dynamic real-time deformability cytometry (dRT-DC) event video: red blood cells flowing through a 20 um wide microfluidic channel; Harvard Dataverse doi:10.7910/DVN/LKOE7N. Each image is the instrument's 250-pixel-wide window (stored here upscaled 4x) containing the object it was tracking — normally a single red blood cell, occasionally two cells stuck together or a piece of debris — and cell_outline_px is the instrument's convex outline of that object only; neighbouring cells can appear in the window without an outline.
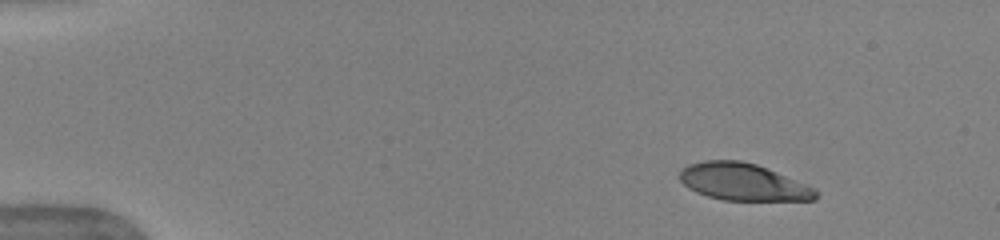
{"species": "human", "species_latin": "Homo sapiens", "temperature_condition": "warm", "stored_images_in_passage": 11, "camera_frame_rate_fps": 3000, "um_per_image_px": 0.085, "donor": {"sex": "female"}, "frame": {"image": 1, "passage_image": 1, "time_ms": 0.0, "image_size_px": [1000, 240], "cell_outline_px": [[816, 200], [724, 200], [708, 196], [696, 192], [688, 188], [680, 180], [680, 172], [688, 164], [704, 160], [740, 160], [756, 164], [816, 188]], "centroid_in_image_um": [63.15, 15.46], "position_along_channel_um": 21.9, "area_um2": 29.19}}
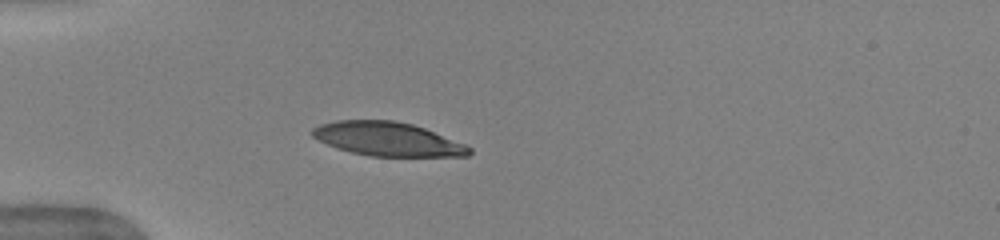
{"frame": {"image": 2, "passage_image": 5, "time_ms": 1.333, "image_size_px": [1000, 240], "cell_outline_px": [[472, 152], [468, 156], [372, 156], [352, 152], [336, 148], [312, 136], [308, 132], [312, 128], [320, 124], [336, 120], [392, 120], [412, 124], [424, 128], [464, 144], [472, 148]], "centroid_in_image_um": [32.91, 11.81], "position_along_channel_um": 52.1, "area_um2": 30.75}}
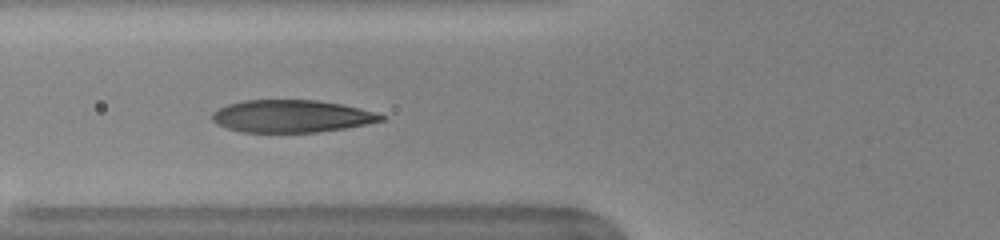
{"frame": {"image": 3, "passage_image": 7, "time_ms": 2.0, "image_size_px": [1000, 240], "cell_outline_px": [[388, 116], [384, 120], [344, 128], [316, 132], [240, 132], [216, 124], [212, 120], [212, 112], [228, 104], [244, 100], [316, 100], [340, 104], [360, 108], [376, 112]], "centroid_in_image_um": [24.78, 9.87], "position_along_channel_um": 101.0, "area_um2": 31.85}}